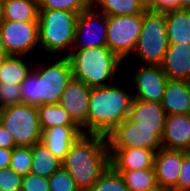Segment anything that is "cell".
<instances>
[{"mask_svg":"<svg viewBox=\"0 0 190 191\" xmlns=\"http://www.w3.org/2000/svg\"><path fill=\"white\" fill-rule=\"evenodd\" d=\"M22 176L10 167L0 169V191H21Z\"/></svg>","mask_w":190,"mask_h":191,"instance_id":"d6a6232c","label":"cell"},{"mask_svg":"<svg viewBox=\"0 0 190 191\" xmlns=\"http://www.w3.org/2000/svg\"><path fill=\"white\" fill-rule=\"evenodd\" d=\"M16 146L12 134L0 123V148L13 149Z\"/></svg>","mask_w":190,"mask_h":191,"instance_id":"8d00e7d4","label":"cell"},{"mask_svg":"<svg viewBox=\"0 0 190 191\" xmlns=\"http://www.w3.org/2000/svg\"><path fill=\"white\" fill-rule=\"evenodd\" d=\"M37 109L42 131L57 126H77L60 104H42Z\"/></svg>","mask_w":190,"mask_h":191,"instance_id":"484cf974","label":"cell"},{"mask_svg":"<svg viewBox=\"0 0 190 191\" xmlns=\"http://www.w3.org/2000/svg\"><path fill=\"white\" fill-rule=\"evenodd\" d=\"M91 6L107 16L137 15L146 10L142 0H91Z\"/></svg>","mask_w":190,"mask_h":191,"instance_id":"d4e9b609","label":"cell"},{"mask_svg":"<svg viewBox=\"0 0 190 191\" xmlns=\"http://www.w3.org/2000/svg\"><path fill=\"white\" fill-rule=\"evenodd\" d=\"M130 191H155L159 188L153 168L117 171Z\"/></svg>","mask_w":190,"mask_h":191,"instance_id":"4316f807","label":"cell"},{"mask_svg":"<svg viewBox=\"0 0 190 191\" xmlns=\"http://www.w3.org/2000/svg\"><path fill=\"white\" fill-rule=\"evenodd\" d=\"M164 129H146L126 118L106 137L108 148H143L155 152L162 148Z\"/></svg>","mask_w":190,"mask_h":191,"instance_id":"30bf717a","label":"cell"},{"mask_svg":"<svg viewBox=\"0 0 190 191\" xmlns=\"http://www.w3.org/2000/svg\"><path fill=\"white\" fill-rule=\"evenodd\" d=\"M128 76L124 77L133 84L134 99L161 103L166 89L168 78L161 65L137 64L132 65ZM131 80V81H130Z\"/></svg>","mask_w":190,"mask_h":191,"instance_id":"8fae6325","label":"cell"},{"mask_svg":"<svg viewBox=\"0 0 190 191\" xmlns=\"http://www.w3.org/2000/svg\"><path fill=\"white\" fill-rule=\"evenodd\" d=\"M161 67L168 79L190 82V44H169Z\"/></svg>","mask_w":190,"mask_h":191,"instance_id":"e0dca14e","label":"cell"},{"mask_svg":"<svg viewBox=\"0 0 190 191\" xmlns=\"http://www.w3.org/2000/svg\"><path fill=\"white\" fill-rule=\"evenodd\" d=\"M155 191H171V190H169V189H164V188H158V189L155 190Z\"/></svg>","mask_w":190,"mask_h":191,"instance_id":"b9f144b4","label":"cell"},{"mask_svg":"<svg viewBox=\"0 0 190 191\" xmlns=\"http://www.w3.org/2000/svg\"><path fill=\"white\" fill-rule=\"evenodd\" d=\"M122 80L102 87H92L87 116V134L107 137L129 116L134 96ZM123 85V86H122ZM125 87V88H124Z\"/></svg>","mask_w":190,"mask_h":191,"instance_id":"7a4b0ae2","label":"cell"},{"mask_svg":"<svg viewBox=\"0 0 190 191\" xmlns=\"http://www.w3.org/2000/svg\"><path fill=\"white\" fill-rule=\"evenodd\" d=\"M77 13L39 9V46L41 57H67L75 40ZM63 54V55H62Z\"/></svg>","mask_w":190,"mask_h":191,"instance_id":"5b68a950","label":"cell"},{"mask_svg":"<svg viewBox=\"0 0 190 191\" xmlns=\"http://www.w3.org/2000/svg\"><path fill=\"white\" fill-rule=\"evenodd\" d=\"M0 32L9 55L37 58L34 55L35 49L40 52L38 21L4 20L0 24Z\"/></svg>","mask_w":190,"mask_h":191,"instance_id":"9c48e42d","label":"cell"},{"mask_svg":"<svg viewBox=\"0 0 190 191\" xmlns=\"http://www.w3.org/2000/svg\"><path fill=\"white\" fill-rule=\"evenodd\" d=\"M109 166L110 151L103 135H80L62 161L81 191H88Z\"/></svg>","mask_w":190,"mask_h":191,"instance_id":"3957f363","label":"cell"},{"mask_svg":"<svg viewBox=\"0 0 190 191\" xmlns=\"http://www.w3.org/2000/svg\"><path fill=\"white\" fill-rule=\"evenodd\" d=\"M107 46V15L92 6L79 13L72 50Z\"/></svg>","mask_w":190,"mask_h":191,"instance_id":"7c38bea8","label":"cell"},{"mask_svg":"<svg viewBox=\"0 0 190 191\" xmlns=\"http://www.w3.org/2000/svg\"><path fill=\"white\" fill-rule=\"evenodd\" d=\"M4 20L26 22L38 21V0H2Z\"/></svg>","mask_w":190,"mask_h":191,"instance_id":"603a6c76","label":"cell"},{"mask_svg":"<svg viewBox=\"0 0 190 191\" xmlns=\"http://www.w3.org/2000/svg\"><path fill=\"white\" fill-rule=\"evenodd\" d=\"M177 191H190V152L183 151V163L179 171Z\"/></svg>","mask_w":190,"mask_h":191,"instance_id":"e575fe53","label":"cell"},{"mask_svg":"<svg viewBox=\"0 0 190 191\" xmlns=\"http://www.w3.org/2000/svg\"><path fill=\"white\" fill-rule=\"evenodd\" d=\"M166 33L169 44H190V10L167 12Z\"/></svg>","mask_w":190,"mask_h":191,"instance_id":"7402d4cb","label":"cell"},{"mask_svg":"<svg viewBox=\"0 0 190 191\" xmlns=\"http://www.w3.org/2000/svg\"><path fill=\"white\" fill-rule=\"evenodd\" d=\"M72 78V68L67 57H37L33 68L20 85L22 103L34 107L59 104Z\"/></svg>","mask_w":190,"mask_h":191,"instance_id":"6da1fadb","label":"cell"},{"mask_svg":"<svg viewBox=\"0 0 190 191\" xmlns=\"http://www.w3.org/2000/svg\"><path fill=\"white\" fill-rule=\"evenodd\" d=\"M142 28V14L107 16V47L116 54L128 68Z\"/></svg>","mask_w":190,"mask_h":191,"instance_id":"ba28073f","label":"cell"},{"mask_svg":"<svg viewBox=\"0 0 190 191\" xmlns=\"http://www.w3.org/2000/svg\"><path fill=\"white\" fill-rule=\"evenodd\" d=\"M142 1L147 5L150 0H142Z\"/></svg>","mask_w":190,"mask_h":191,"instance_id":"7bdbcfd3","label":"cell"},{"mask_svg":"<svg viewBox=\"0 0 190 191\" xmlns=\"http://www.w3.org/2000/svg\"><path fill=\"white\" fill-rule=\"evenodd\" d=\"M50 191H81L70 173L61 167L49 178Z\"/></svg>","mask_w":190,"mask_h":191,"instance_id":"4dcf8cb0","label":"cell"},{"mask_svg":"<svg viewBox=\"0 0 190 191\" xmlns=\"http://www.w3.org/2000/svg\"><path fill=\"white\" fill-rule=\"evenodd\" d=\"M180 2H181V9L190 10V0H180Z\"/></svg>","mask_w":190,"mask_h":191,"instance_id":"ab89813d","label":"cell"},{"mask_svg":"<svg viewBox=\"0 0 190 191\" xmlns=\"http://www.w3.org/2000/svg\"><path fill=\"white\" fill-rule=\"evenodd\" d=\"M21 191H50L48 178L29 173L22 177Z\"/></svg>","mask_w":190,"mask_h":191,"instance_id":"836d02e7","label":"cell"},{"mask_svg":"<svg viewBox=\"0 0 190 191\" xmlns=\"http://www.w3.org/2000/svg\"><path fill=\"white\" fill-rule=\"evenodd\" d=\"M67 58L73 79L90 88L112 85L120 79L121 71L125 74L124 62L107 46L72 50Z\"/></svg>","mask_w":190,"mask_h":191,"instance_id":"277c9868","label":"cell"},{"mask_svg":"<svg viewBox=\"0 0 190 191\" xmlns=\"http://www.w3.org/2000/svg\"><path fill=\"white\" fill-rule=\"evenodd\" d=\"M0 123L12 134L17 146L41 142L42 130L37 107L15 104L0 109Z\"/></svg>","mask_w":190,"mask_h":191,"instance_id":"52a82bcc","label":"cell"},{"mask_svg":"<svg viewBox=\"0 0 190 191\" xmlns=\"http://www.w3.org/2000/svg\"><path fill=\"white\" fill-rule=\"evenodd\" d=\"M12 149L0 148V169L10 166Z\"/></svg>","mask_w":190,"mask_h":191,"instance_id":"74e56055","label":"cell"},{"mask_svg":"<svg viewBox=\"0 0 190 191\" xmlns=\"http://www.w3.org/2000/svg\"><path fill=\"white\" fill-rule=\"evenodd\" d=\"M169 47L166 33V13L145 10L142 14V28L135 50L128 59L138 64L161 65Z\"/></svg>","mask_w":190,"mask_h":191,"instance_id":"8992f818","label":"cell"},{"mask_svg":"<svg viewBox=\"0 0 190 191\" xmlns=\"http://www.w3.org/2000/svg\"><path fill=\"white\" fill-rule=\"evenodd\" d=\"M7 56H9V54L5 48L4 41L2 39V34L0 32V59H4Z\"/></svg>","mask_w":190,"mask_h":191,"instance_id":"f35d334b","label":"cell"},{"mask_svg":"<svg viewBox=\"0 0 190 191\" xmlns=\"http://www.w3.org/2000/svg\"><path fill=\"white\" fill-rule=\"evenodd\" d=\"M147 10L154 12L167 13L181 9L180 0H150L146 5Z\"/></svg>","mask_w":190,"mask_h":191,"instance_id":"d590c367","label":"cell"},{"mask_svg":"<svg viewBox=\"0 0 190 191\" xmlns=\"http://www.w3.org/2000/svg\"><path fill=\"white\" fill-rule=\"evenodd\" d=\"M91 7V0H40L39 9L81 13Z\"/></svg>","mask_w":190,"mask_h":191,"instance_id":"f546056e","label":"cell"},{"mask_svg":"<svg viewBox=\"0 0 190 191\" xmlns=\"http://www.w3.org/2000/svg\"><path fill=\"white\" fill-rule=\"evenodd\" d=\"M82 134L78 126H57L42 131L41 142L56 158L63 161L72 144Z\"/></svg>","mask_w":190,"mask_h":191,"instance_id":"d6986e66","label":"cell"},{"mask_svg":"<svg viewBox=\"0 0 190 191\" xmlns=\"http://www.w3.org/2000/svg\"><path fill=\"white\" fill-rule=\"evenodd\" d=\"M1 65H2V59H0V69H1Z\"/></svg>","mask_w":190,"mask_h":191,"instance_id":"ee69618b","label":"cell"},{"mask_svg":"<svg viewBox=\"0 0 190 191\" xmlns=\"http://www.w3.org/2000/svg\"><path fill=\"white\" fill-rule=\"evenodd\" d=\"M182 163V150L161 148L155 152L153 167L159 188L177 191V182Z\"/></svg>","mask_w":190,"mask_h":191,"instance_id":"5bb4252c","label":"cell"},{"mask_svg":"<svg viewBox=\"0 0 190 191\" xmlns=\"http://www.w3.org/2000/svg\"><path fill=\"white\" fill-rule=\"evenodd\" d=\"M34 61V58L26 56L9 55L5 57L2 59L0 82L21 85L33 68Z\"/></svg>","mask_w":190,"mask_h":191,"instance_id":"44dd1931","label":"cell"},{"mask_svg":"<svg viewBox=\"0 0 190 191\" xmlns=\"http://www.w3.org/2000/svg\"><path fill=\"white\" fill-rule=\"evenodd\" d=\"M91 88L84 82L71 79L63 91L59 104L68 112L73 122L87 134L88 104Z\"/></svg>","mask_w":190,"mask_h":191,"instance_id":"4fadbf2b","label":"cell"},{"mask_svg":"<svg viewBox=\"0 0 190 191\" xmlns=\"http://www.w3.org/2000/svg\"><path fill=\"white\" fill-rule=\"evenodd\" d=\"M162 148L190 152V114L167 115Z\"/></svg>","mask_w":190,"mask_h":191,"instance_id":"2e32d148","label":"cell"},{"mask_svg":"<svg viewBox=\"0 0 190 191\" xmlns=\"http://www.w3.org/2000/svg\"><path fill=\"white\" fill-rule=\"evenodd\" d=\"M4 21V15H3V2L0 0V24Z\"/></svg>","mask_w":190,"mask_h":191,"instance_id":"60d3db41","label":"cell"},{"mask_svg":"<svg viewBox=\"0 0 190 191\" xmlns=\"http://www.w3.org/2000/svg\"><path fill=\"white\" fill-rule=\"evenodd\" d=\"M15 104H22L20 85L0 82V109Z\"/></svg>","mask_w":190,"mask_h":191,"instance_id":"1f68e13d","label":"cell"},{"mask_svg":"<svg viewBox=\"0 0 190 191\" xmlns=\"http://www.w3.org/2000/svg\"><path fill=\"white\" fill-rule=\"evenodd\" d=\"M62 167V161L56 158L43 142L32 146V167L30 173L49 178Z\"/></svg>","mask_w":190,"mask_h":191,"instance_id":"cb8c5ba5","label":"cell"},{"mask_svg":"<svg viewBox=\"0 0 190 191\" xmlns=\"http://www.w3.org/2000/svg\"><path fill=\"white\" fill-rule=\"evenodd\" d=\"M88 191H130L122 176L111 165Z\"/></svg>","mask_w":190,"mask_h":191,"instance_id":"83f0119b","label":"cell"},{"mask_svg":"<svg viewBox=\"0 0 190 191\" xmlns=\"http://www.w3.org/2000/svg\"><path fill=\"white\" fill-rule=\"evenodd\" d=\"M110 165L116 171L153 168L155 151L143 148H108Z\"/></svg>","mask_w":190,"mask_h":191,"instance_id":"9a60e30c","label":"cell"},{"mask_svg":"<svg viewBox=\"0 0 190 191\" xmlns=\"http://www.w3.org/2000/svg\"><path fill=\"white\" fill-rule=\"evenodd\" d=\"M161 105L166 115L190 114V82L168 79Z\"/></svg>","mask_w":190,"mask_h":191,"instance_id":"ffe728a7","label":"cell"},{"mask_svg":"<svg viewBox=\"0 0 190 191\" xmlns=\"http://www.w3.org/2000/svg\"><path fill=\"white\" fill-rule=\"evenodd\" d=\"M166 113L161 103L133 99L128 119L146 129H164Z\"/></svg>","mask_w":190,"mask_h":191,"instance_id":"ac0fdd59","label":"cell"},{"mask_svg":"<svg viewBox=\"0 0 190 191\" xmlns=\"http://www.w3.org/2000/svg\"><path fill=\"white\" fill-rule=\"evenodd\" d=\"M9 167L22 177L29 174L32 167V146L13 148Z\"/></svg>","mask_w":190,"mask_h":191,"instance_id":"f1b7e54d","label":"cell"}]
</instances>
